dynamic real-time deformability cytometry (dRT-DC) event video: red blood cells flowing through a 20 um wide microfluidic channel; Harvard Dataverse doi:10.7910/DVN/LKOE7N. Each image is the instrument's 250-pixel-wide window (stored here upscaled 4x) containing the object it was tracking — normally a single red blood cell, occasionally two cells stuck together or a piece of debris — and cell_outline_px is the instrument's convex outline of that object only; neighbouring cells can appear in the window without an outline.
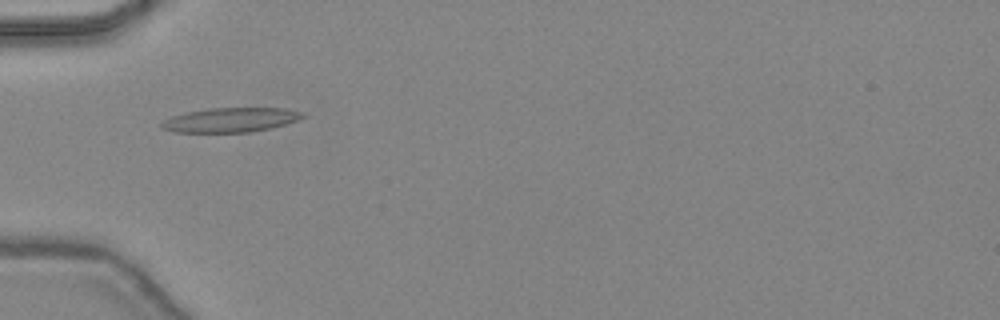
{"species": "common noctule bat (a hibernating species)", "species_latin": "Nyctalus noctula", "temperature_condition": "warm", "stored_images_in_passage": 43, "camera_frame_rate_fps": 3000, "um_per_image_px": 0.085, "animal": {"sex": "female", "body_mass_g": 24.6, "forearm_length_mm": 56.2}, "frame": {"image": 1, "passage_image": 12, "time_ms": 3.667, "image_size_px": [1000, 320], "cell_outline_px": [[308, 116], [284, 124], [252, 132], [176, 132], [160, 128], [160, 124], [164, 120], [172, 116], [188, 112], [208, 108], [284, 108], [304, 112]], "centroid_in_image_um": [19.61, 10.19], "position_along_channel_um": 65.4, "area_um2": 20.0}}
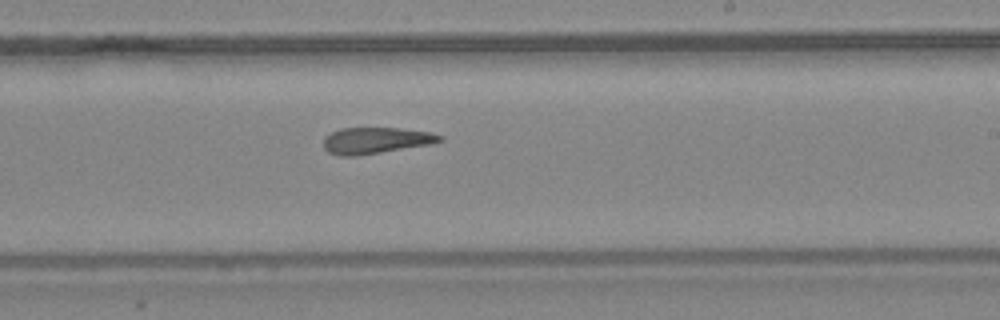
{"frame": {"image": 2, "passage_image": 25, "time_ms": 8.0, "image_size_px": [1000, 320], "cell_outline_px": [[444, 140], [428, 144], [356, 156], [340, 156], [328, 152], [324, 148], [324, 136], [340, 128], [400, 128], [432, 132], [444, 136]], "centroid_in_image_um": [31.93, 11.93], "position_along_channel_um": 257.1, "area_um2": 17.74}}
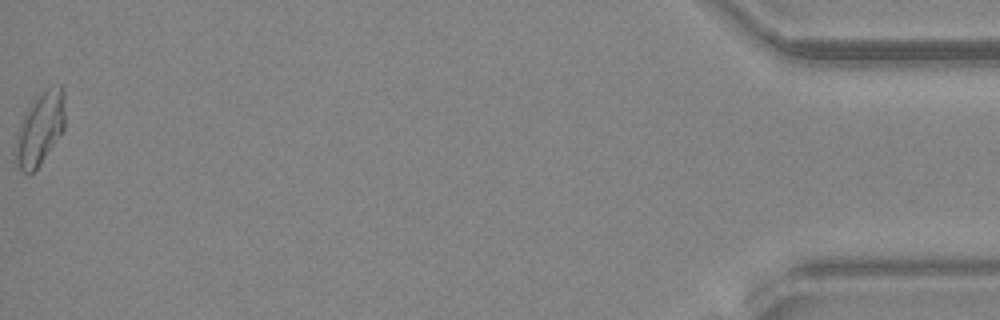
{"frame": {"image": 3, "passage_image": 43, "time_ms": 14.0, "image_size_px": [1000, 320], "cell_outline_px": [[64, 128], [40, 164], [28, 176], [20, 172], [16, 164], [12, 152], [16, 132], [24, 112], [28, 104], [36, 96], [48, 88], [60, 84], [64, 88]], "centroid_in_image_um": [3.32, 10.96], "position_along_channel_um": 431.9, "area_um2": 21.56}, "authors_computed_cell_mechanics": {"area_um2": 18.8428, "velocity_mm_per_s": 4.4677, "shape_relaxation_time_tau1_ms": null, "shape_relaxation_time_tau2_ms": 4.3811, "deformation_change_tau1": null, "deformation_change_tau2": 0.1287}}